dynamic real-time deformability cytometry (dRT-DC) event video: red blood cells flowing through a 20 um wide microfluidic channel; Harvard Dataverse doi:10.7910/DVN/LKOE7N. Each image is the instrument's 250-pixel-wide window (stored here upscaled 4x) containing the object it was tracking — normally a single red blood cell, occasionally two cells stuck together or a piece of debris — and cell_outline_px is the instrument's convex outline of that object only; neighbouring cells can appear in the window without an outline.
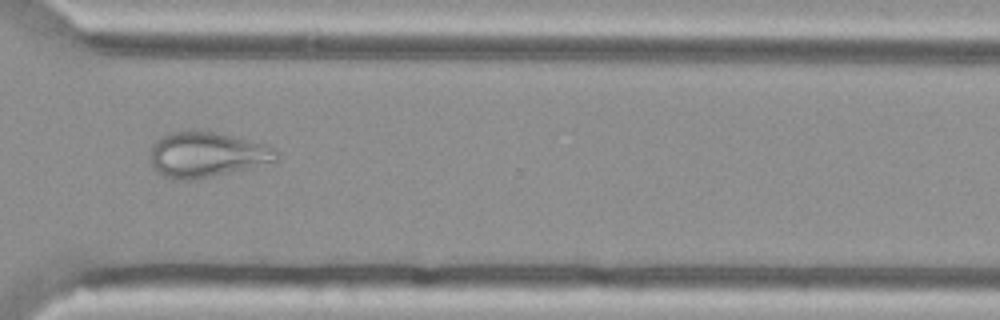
{"species": "Egyptian fruit bat (a non-hibernating species)", "species_latin": "Rousettus aegyptiacus", "temperature_condition": "cold", "stored_images_in_passage": 55, "camera_frame_rate_fps": 3000, "um_per_image_px": 0.085, "animal": {"sex": "female"}, "frame": {"image": 1, "passage_image": 41, "time_ms": 13.333, "image_size_px": [1000, 320], "cell_outline_px": [[280, 156], [276, 160], [248, 168], [212, 176], [188, 180], [180, 180], [160, 176], [152, 164], [148, 156], [148, 152], [156, 140], [160, 136], [172, 132], [208, 128], [264, 144], [280, 152]], "centroid_in_image_um": [17.52, 13.1], "position_along_channel_um": 353.1, "area_um2": 33.93}}
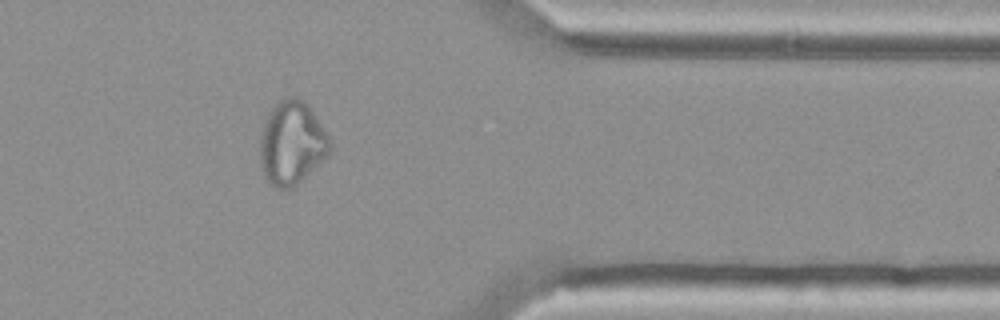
{"frame": {"image": 2, "passage_image": 45, "time_ms": 14.667, "image_size_px": [1000, 320], "cell_outline_px": [[332, 152], [324, 160], [292, 188], [276, 188], [268, 184], [260, 168], [260, 140], [264, 124], [272, 108], [280, 100], [288, 96], [296, 96], [304, 100], [308, 104], [328, 136], [332, 144]], "centroid_in_image_um": [24.81, 12.18], "position_along_channel_um": 386.6, "area_um2": 34.16}}